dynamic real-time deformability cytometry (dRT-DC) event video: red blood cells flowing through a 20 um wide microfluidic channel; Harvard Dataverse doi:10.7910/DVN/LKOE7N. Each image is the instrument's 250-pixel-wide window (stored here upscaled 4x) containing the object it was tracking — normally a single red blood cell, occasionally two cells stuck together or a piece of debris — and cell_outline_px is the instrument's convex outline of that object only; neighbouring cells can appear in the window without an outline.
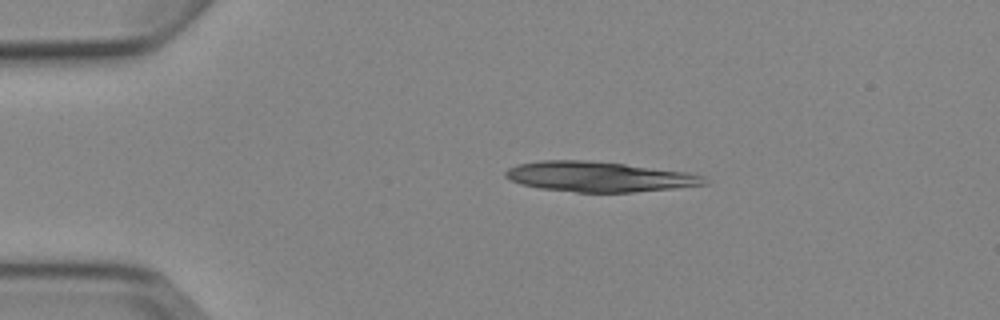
{"species": "Egyptian fruit bat (a non-hibernating species)", "species_latin": "Rousettus aegyptiacus", "temperature_condition": "cold", "stored_images_in_passage": 2, "camera_frame_rate_fps": 3000, "um_per_image_px": 0.085, "animal": {"sex": "female"}, "frame": {"image": 1, "passage_image": 1, "time_ms": 0.0, "image_size_px": [1000, 320], "cell_outline_px": [[712, 180], [708, 184], [672, 188], [632, 192], [576, 192], [540, 188], [520, 184], [504, 176], [504, 172], [508, 168], [520, 164], [540, 160], [588, 160], [624, 164], [688, 172], [704, 176]], "centroid_in_image_um": [50.94, 15.01], "position_along_channel_um": 34.1, "area_um2": 34.91}}